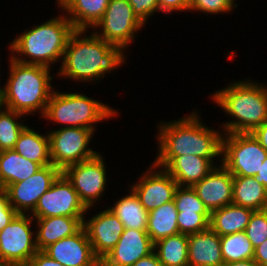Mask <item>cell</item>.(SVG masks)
Here are the masks:
<instances>
[{"instance_id":"obj_1","label":"cell","mask_w":267,"mask_h":266,"mask_svg":"<svg viewBox=\"0 0 267 266\" xmlns=\"http://www.w3.org/2000/svg\"><path fill=\"white\" fill-rule=\"evenodd\" d=\"M87 31L75 29L71 33L58 77L69 78L75 82L97 83L105 74H110L127 60L122 47L106 42L93 31L86 35Z\"/></svg>"},{"instance_id":"obj_2","label":"cell","mask_w":267,"mask_h":266,"mask_svg":"<svg viewBox=\"0 0 267 266\" xmlns=\"http://www.w3.org/2000/svg\"><path fill=\"white\" fill-rule=\"evenodd\" d=\"M197 113L193 111L179 120L158 123L156 136L159 147L156 156L195 155L202 158H219L222 162L220 158L224 132L204 125Z\"/></svg>"},{"instance_id":"obj_3","label":"cell","mask_w":267,"mask_h":266,"mask_svg":"<svg viewBox=\"0 0 267 266\" xmlns=\"http://www.w3.org/2000/svg\"><path fill=\"white\" fill-rule=\"evenodd\" d=\"M51 69L43 65L21 63L10 57L9 75L1 90L0 105L25 116L35 114L38 110L43 118L54 91L50 83L53 80Z\"/></svg>"},{"instance_id":"obj_4","label":"cell","mask_w":267,"mask_h":266,"mask_svg":"<svg viewBox=\"0 0 267 266\" xmlns=\"http://www.w3.org/2000/svg\"><path fill=\"white\" fill-rule=\"evenodd\" d=\"M215 91L212 100L232 121L221 125L224 133H250L267 121V85L250 81H235Z\"/></svg>"},{"instance_id":"obj_5","label":"cell","mask_w":267,"mask_h":266,"mask_svg":"<svg viewBox=\"0 0 267 266\" xmlns=\"http://www.w3.org/2000/svg\"><path fill=\"white\" fill-rule=\"evenodd\" d=\"M63 15L61 13L32 29L23 30L22 34L10 42V57L21 63L49 68L52 63L62 61L68 39L75 30L65 13Z\"/></svg>"},{"instance_id":"obj_6","label":"cell","mask_w":267,"mask_h":266,"mask_svg":"<svg viewBox=\"0 0 267 266\" xmlns=\"http://www.w3.org/2000/svg\"><path fill=\"white\" fill-rule=\"evenodd\" d=\"M117 113V114H116ZM118 112L104 102L82 93L53 91L46 111L45 120L59 123L63 127H80L96 130L95 123L116 117ZM65 124V125H64Z\"/></svg>"},{"instance_id":"obj_7","label":"cell","mask_w":267,"mask_h":266,"mask_svg":"<svg viewBox=\"0 0 267 266\" xmlns=\"http://www.w3.org/2000/svg\"><path fill=\"white\" fill-rule=\"evenodd\" d=\"M267 151L250 133H223L222 165L233 176L255 177Z\"/></svg>"},{"instance_id":"obj_8","label":"cell","mask_w":267,"mask_h":266,"mask_svg":"<svg viewBox=\"0 0 267 266\" xmlns=\"http://www.w3.org/2000/svg\"><path fill=\"white\" fill-rule=\"evenodd\" d=\"M33 221L31 214H18L0 231V266H25L36 254Z\"/></svg>"},{"instance_id":"obj_9","label":"cell","mask_w":267,"mask_h":266,"mask_svg":"<svg viewBox=\"0 0 267 266\" xmlns=\"http://www.w3.org/2000/svg\"><path fill=\"white\" fill-rule=\"evenodd\" d=\"M94 132L80 127H61L49 131L52 165L63 171L70 165L95 157L99 152L88 147Z\"/></svg>"},{"instance_id":"obj_10","label":"cell","mask_w":267,"mask_h":266,"mask_svg":"<svg viewBox=\"0 0 267 266\" xmlns=\"http://www.w3.org/2000/svg\"><path fill=\"white\" fill-rule=\"evenodd\" d=\"M143 26L145 25L133 13L128 0H110L103 17L93 27V32L99 38L126 51ZM99 28L101 30L98 32Z\"/></svg>"},{"instance_id":"obj_11","label":"cell","mask_w":267,"mask_h":266,"mask_svg":"<svg viewBox=\"0 0 267 266\" xmlns=\"http://www.w3.org/2000/svg\"><path fill=\"white\" fill-rule=\"evenodd\" d=\"M100 152L93 158L66 167L62 173L71 182L80 200L87 208L94 207L107 184V170Z\"/></svg>"},{"instance_id":"obj_12","label":"cell","mask_w":267,"mask_h":266,"mask_svg":"<svg viewBox=\"0 0 267 266\" xmlns=\"http://www.w3.org/2000/svg\"><path fill=\"white\" fill-rule=\"evenodd\" d=\"M74 190L71 182L61 173L52 186L38 201L35 210L31 213L33 218L53 216L85 217L89 212Z\"/></svg>"},{"instance_id":"obj_13","label":"cell","mask_w":267,"mask_h":266,"mask_svg":"<svg viewBox=\"0 0 267 266\" xmlns=\"http://www.w3.org/2000/svg\"><path fill=\"white\" fill-rule=\"evenodd\" d=\"M60 169L50 164L43 166L34 175L26 180L8 185L5 188L10 205L19 214H31L39 201V198L52 186Z\"/></svg>"},{"instance_id":"obj_14","label":"cell","mask_w":267,"mask_h":266,"mask_svg":"<svg viewBox=\"0 0 267 266\" xmlns=\"http://www.w3.org/2000/svg\"><path fill=\"white\" fill-rule=\"evenodd\" d=\"M147 169L140 175L139 182L137 181L129 187L149 212L173 201L178 184L165 169L156 167L153 163Z\"/></svg>"},{"instance_id":"obj_15","label":"cell","mask_w":267,"mask_h":266,"mask_svg":"<svg viewBox=\"0 0 267 266\" xmlns=\"http://www.w3.org/2000/svg\"><path fill=\"white\" fill-rule=\"evenodd\" d=\"M214 160L215 158H202L195 155L157 156L153 164L165 169L178 186L192 187L219 164L215 165Z\"/></svg>"},{"instance_id":"obj_16","label":"cell","mask_w":267,"mask_h":266,"mask_svg":"<svg viewBox=\"0 0 267 266\" xmlns=\"http://www.w3.org/2000/svg\"><path fill=\"white\" fill-rule=\"evenodd\" d=\"M83 228L100 261L113 249L125 230L123 223L108 208L84 219Z\"/></svg>"},{"instance_id":"obj_17","label":"cell","mask_w":267,"mask_h":266,"mask_svg":"<svg viewBox=\"0 0 267 266\" xmlns=\"http://www.w3.org/2000/svg\"><path fill=\"white\" fill-rule=\"evenodd\" d=\"M43 252L64 266H101L84 228L49 245Z\"/></svg>"},{"instance_id":"obj_18","label":"cell","mask_w":267,"mask_h":266,"mask_svg":"<svg viewBox=\"0 0 267 266\" xmlns=\"http://www.w3.org/2000/svg\"><path fill=\"white\" fill-rule=\"evenodd\" d=\"M153 249L154 243L147 231L125 228L117 244L101 260V266H132Z\"/></svg>"},{"instance_id":"obj_19","label":"cell","mask_w":267,"mask_h":266,"mask_svg":"<svg viewBox=\"0 0 267 266\" xmlns=\"http://www.w3.org/2000/svg\"><path fill=\"white\" fill-rule=\"evenodd\" d=\"M192 188L207 209L212 212L232 203L233 175L220 162Z\"/></svg>"},{"instance_id":"obj_20","label":"cell","mask_w":267,"mask_h":266,"mask_svg":"<svg viewBox=\"0 0 267 266\" xmlns=\"http://www.w3.org/2000/svg\"><path fill=\"white\" fill-rule=\"evenodd\" d=\"M220 236L211 228L188 235V266H222Z\"/></svg>"},{"instance_id":"obj_21","label":"cell","mask_w":267,"mask_h":266,"mask_svg":"<svg viewBox=\"0 0 267 266\" xmlns=\"http://www.w3.org/2000/svg\"><path fill=\"white\" fill-rule=\"evenodd\" d=\"M86 217L53 216L34 218L37 228L36 246L38 251H43L49 245L58 240L70 237L83 228V220ZM38 223V224H37Z\"/></svg>"},{"instance_id":"obj_22","label":"cell","mask_w":267,"mask_h":266,"mask_svg":"<svg viewBox=\"0 0 267 266\" xmlns=\"http://www.w3.org/2000/svg\"><path fill=\"white\" fill-rule=\"evenodd\" d=\"M254 210L233 203L213 210L210 228L219 236L231 235L245 231Z\"/></svg>"},{"instance_id":"obj_23","label":"cell","mask_w":267,"mask_h":266,"mask_svg":"<svg viewBox=\"0 0 267 266\" xmlns=\"http://www.w3.org/2000/svg\"><path fill=\"white\" fill-rule=\"evenodd\" d=\"M42 166L18 154L14 149L0 151V188L26 180Z\"/></svg>"},{"instance_id":"obj_24","label":"cell","mask_w":267,"mask_h":266,"mask_svg":"<svg viewBox=\"0 0 267 266\" xmlns=\"http://www.w3.org/2000/svg\"><path fill=\"white\" fill-rule=\"evenodd\" d=\"M22 157L40 164L42 167L52 164L49 135H41L26 126L13 148Z\"/></svg>"},{"instance_id":"obj_25","label":"cell","mask_w":267,"mask_h":266,"mask_svg":"<svg viewBox=\"0 0 267 266\" xmlns=\"http://www.w3.org/2000/svg\"><path fill=\"white\" fill-rule=\"evenodd\" d=\"M110 0H73L62 12L74 29H92L103 17Z\"/></svg>"},{"instance_id":"obj_26","label":"cell","mask_w":267,"mask_h":266,"mask_svg":"<svg viewBox=\"0 0 267 266\" xmlns=\"http://www.w3.org/2000/svg\"><path fill=\"white\" fill-rule=\"evenodd\" d=\"M129 189L128 195L118 199L108 209L118 217L125 228L147 231L149 212L140 203L135 192Z\"/></svg>"},{"instance_id":"obj_27","label":"cell","mask_w":267,"mask_h":266,"mask_svg":"<svg viewBox=\"0 0 267 266\" xmlns=\"http://www.w3.org/2000/svg\"><path fill=\"white\" fill-rule=\"evenodd\" d=\"M232 203L252 210H263L267 205V189L254 177L233 176Z\"/></svg>"},{"instance_id":"obj_28","label":"cell","mask_w":267,"mask_h":266,"mask_svg":"<svg viewBox=\"0 0 267 266\" xmlns=\"http://www.w3.org/2000/svg\"><path fill=\"white\" fill-rule=\"evenodd\" d=\"M177 217L178 211L174 201L149 211L147 233L151 241L155 243L162 238L179 234Z\"/></svg>"},{"instance_id":"obj_29","label":"cell","mask_w":267,"mask_h":266,"mask_svg":"<svg viewBox=\"0 0 267 266\" xmlns=\"http://www.w3.org/2000/svg\"><path fill=\"white\" fill-rule=\"evenodd\" d=\"M153 251L163 266H188V235L162 238L154 243Z\"/></svg>"},{"instance_id":"obj_30","label":"cell","mask_w":267,"mask_h":266,"mask_svg":"<svg viewBox=\"0 0 267 266\" xmlns=\"http://www.w3.org/2000/svg\"><path fill=\"white\" fill-rule=\"evenodd\" d=\"M22 117L26 116L0 105V151L15 147L21 132L27 126L23 124L24 119L18 121Z\"/></svg>"},{"instance_id":"obj_31","label":"cell","mask_w":267,"mask_h":266,"mask_svg":"<svg viewBox=\"0 0 267 266\" xmlns=\"http://www.w3.org/2000/svg\"><path fill=\"white\" fill-rule=\"evenodd\" d=\"M220 242L224 263L253 258L254 248L244 231L220 236Z\"/></svg>"},{"instance_id":"obj_32","label":"cell","mask_w":267,"mask_h":266,"mask_svg":"<svg viewBox=\"0 0 267 266\" xmlns=\"http://www.w3.org/2000/svg\"><path fill=\"white\" fill-rule=\"evenodd\" d=\"M173 201L178 212L211 213L199 199L195 190L189 186H178Z\"/></svg>"},{"instance_id":"obj_33","label":"cell","mask_w":267,"mask_h":266,"mask_svg":"<svg viewBox=\"0 0 267 266\" xmlns=\"http://www.w3.org/2000/svg\"><path fill=\"white\" fill-rule=\"evenodd\" d=\"M211 213L178 212L177 223L179 233L194 234L210 228Z\"/></svg>"},{"instance_id":"obj_34","label":"cell","mask_w":267,"mask_h":266,"mask_svg":"<svg viewBox=\"0 0 267 266\" xmlns=\"http://www.w3.org/2000/svg\"><path fill=\"white\" fill-rule=\"evenodd\" d=\"M244 232L251 241L253 248L267 239V212L265 209L253 211Z\"/></svg>"},{"instance_id":"obj_35","label":"cell","mask_w":267,"mask_h":266,"mask_svg":"<svg viewBox=\"0 0 267 266\" xmlns=\"http://www.w3.org/2000/svg\"><path fill=\"white\" fill-rule=\"evenodd\" d=\"M234 2V0H190L189 11L223 14L224 12H231L238 6Z\"/></svg>"},{"instance_id":"obj_36","label":"cell","mask_w":267,"mask_h":266,"mask_svg":"<svg viewBox=\"0 0 267 266\" xmlns=\"http://www.w3.org/2000/svg\"><path fill=\"white\" fill-rule=\"evenodd\" d=\"M133 8V13L143 22L145 25L148 18L155 12H159V6L157 0H128Z\"/></svg>"},{"instance_id":"obj_37","label":"cell","mask_w":267,"mask_h":266,"mask_svg":"<svg viewBox=\"0 0 267 266\" xmlns=\"http://www.w3.org/2000/svg\"><path fill=\"white\" fill-rule=\"evenodd\" d=\"M19 213L10 205L7 192L0 188V231Z\"/></svg>"},{"instance_id":"obj_38","label":"cell","mask_w":267,"mask_h":266,"mask_svg":"<svg viewBox=\"0 0 267 266\" xmlns=\"http://www.w3.org/2000/svg\"><path fill=\"white\" fill-rule=\"evenodd\" d=\"M159 11L166 14L172 13V11H189L190 0H157Z\"/></svg>"},{"instance_id":"obj_39","label":"cell","mask_w":267,"mask_h":266,"mask_svg":"<svg viewBox=\"0 0 267 266\" xmlns=\"http://www.w3.org/2000/svg\"><path fill=\"white\" fill-rule=\"evenodd\" d=\"M25 266H64V265L50 258L43 251H37L36 254L27 262Z\"/></svg>"},{"instance_id":"obj_40","label":"cell","mask_w":267,"mask_h":266,"mask_svg":"<svg viewBox=\"0 0 267 266\" xmlns=\"http://www.w3.org/2000/svg\"><path fill=\"white\" fill-rule=\"evenodd\" d=\"M253 259L259 266H267V239L254 248Z\"/></svg>"},{"instance_id":"obj_41","label":"cell","mask_w":267,"mask_h":266,"mask_svg":"<svg viewBox=\"0 0 267 266\" xmlns=\"http://www.w3.org/2000/svg\"><path fill=\"white\" fill-rule=\"evenodd\" d=\"M251 133L267 151V121L256 127Z\"/></svg>"},{"instance_id":"obj_42","label":"cell","mask_w":267,"mask_h":266,"mask_svg":"<svg viewBox=\"0 0 267 266\" xmlns=\"http://www.w3.org/2000/svg\"><path fill=\"white\" fill-rule=\"evenodd\" d=\"M132 266H163V265L158 259L156 253L153 251L148 256L140 258Z\"/></svg>"},{"instance_id":"obj_43","label":"cell","mask_w":267,"mask_h":266,"mask_svg":"<svg viewBox=\"0 0 267 266\" xmlns=\"http://www.w3.org/2000/svg\"><path fill=\"white\" fill-rule=\"evenodd\" d=\"M254 178L259 184L264 185L267 189V157L263 161V164L259 169V173Z\"/></svg>"},{"instance_id":"obj_44","label":"cell","mask_w":267,"mask_h":266,"mask_svg":"<svg viewBox=\"0 0 267 266\" xmlns=\"http://www.w3.org/2000/svg\"><path fill=\"white\" fill-rule=\"evenodd\" d=\"M222 266H259V265L252 258L249 260H240L237 262H227V263H224Z\"/></svg>"},{"instance_id":"obj_45","label":"cell","mask_w":267,"mask_h":266,"mask_svg":"<svg viewBox=\"0 0 267 266\" xmlns=\"http://www.w3.org/2000/svg\"><path fill=\"white\" fill-rule=\"evenodd\" d=\"M73 0H56L58 2V8L64 10Z\"/></svg>"}]
</instances>
